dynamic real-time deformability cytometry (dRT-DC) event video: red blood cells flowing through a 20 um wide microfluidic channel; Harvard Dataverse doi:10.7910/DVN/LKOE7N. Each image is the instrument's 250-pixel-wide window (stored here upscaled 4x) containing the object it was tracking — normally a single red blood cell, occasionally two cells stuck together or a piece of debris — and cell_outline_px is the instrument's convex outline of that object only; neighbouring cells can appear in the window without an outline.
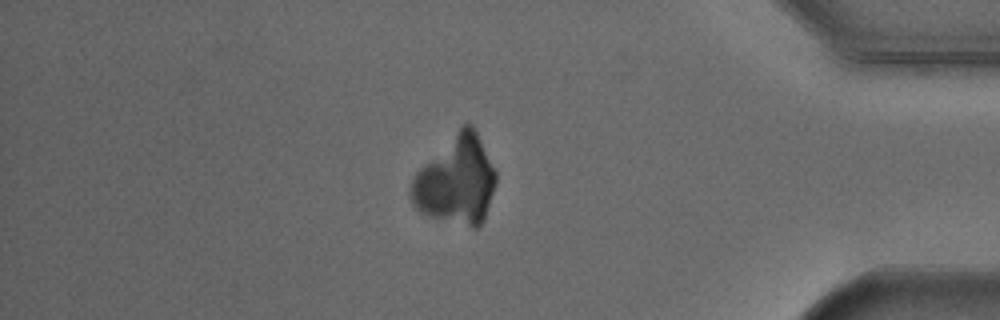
{"species": "Egyptian fruit bat (a non-hibernating species)", "species_latin": "Rousettus aegyptiacus", "temperature_condition": "cold", "stored_images_in_passage": 53, "camera_frame_rate_fps": 3000, "um_per_image_px": 0.085, "animal": {"sex": "male"}, "frame": {"image": 1, "passage_image": 45, "time_ms": 14.667, "image_size_px": [1000, 320], "cell_outline_px": [[496, 180], [484, 220], [476, 228], [472, 228], [428, 216], [420, 212], [412, 204], [408, 192], [412, 180], [416, 172], [464, 124], [472, 124], [496, 172]], "centroid_in_image_um": [38.75, 15.4], "position_along_channel_um": 396.5, "area_um2": 42.95}}
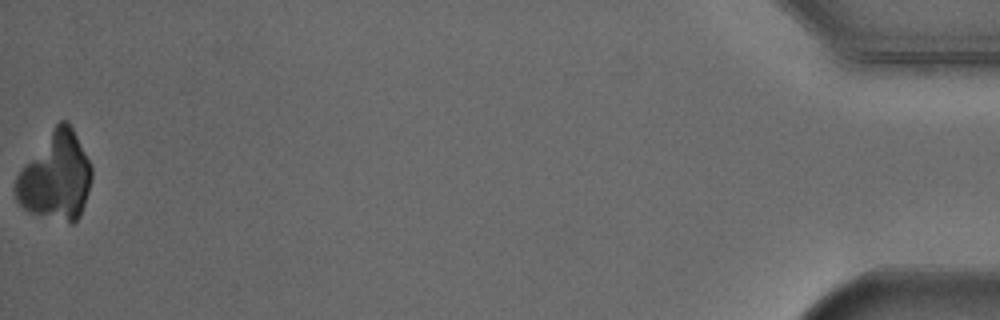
{"frame": {"image": 2, "passage_image": 53, "time_ms": 17.333, "image_size_px": [1000, 320], "cell_outline_px": [[92, 176], [88, 192], [80, 216], [72, 224], [28, 212], [16, 200], [16, 176], [20, 168], [56, 124], [60, 120], [68, 120], [92, 168]], "centroid_in_image_um": [4.73, 15.02], "position_along_channel_um": 430.5, "area_um2": 38.61}}